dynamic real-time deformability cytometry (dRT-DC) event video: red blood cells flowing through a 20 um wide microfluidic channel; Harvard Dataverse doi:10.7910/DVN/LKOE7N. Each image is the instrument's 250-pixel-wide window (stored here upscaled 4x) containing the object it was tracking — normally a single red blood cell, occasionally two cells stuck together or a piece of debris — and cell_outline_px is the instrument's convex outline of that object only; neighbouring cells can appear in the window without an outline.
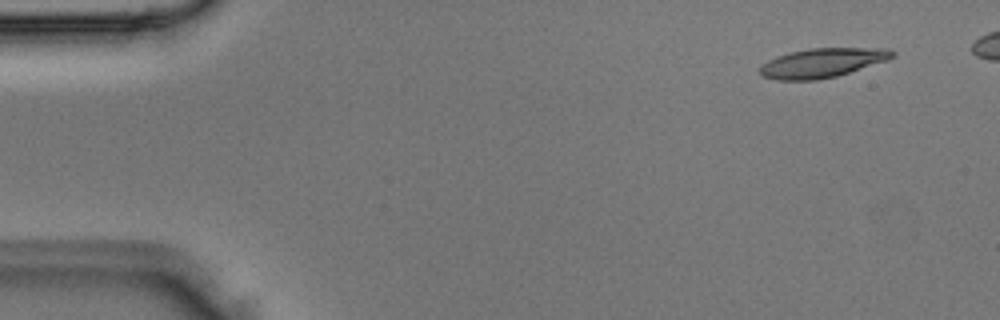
{"species": "Egyptian fruit bat (a non-hibernating species)", "species_latin": "Rousettus aegyptiacus", "temperature_condition": "room temperature", "stored_images_in_passage": 4, "camera_frame_rate_fps": 3000, "um_per_image_px": 0.085, "animal": {"sex": "male"}, "frame": {"image": 1, "passage_image": 1, "time_ms": 0.0, "image_size_px": [1000, 320], "cell_outline_px": [[896, 56], [888, 60], [836, 76], [816, 80], [776, 80], [760, 76], [756, 68], [768, 60], [776, 56], [792, 52], [812, 48], [888, 48], [896, 52]], "centroid_in_image_um": [69.86, 5.34], "position_along_channel_um": 15.1, "area_um2": 22.77}}